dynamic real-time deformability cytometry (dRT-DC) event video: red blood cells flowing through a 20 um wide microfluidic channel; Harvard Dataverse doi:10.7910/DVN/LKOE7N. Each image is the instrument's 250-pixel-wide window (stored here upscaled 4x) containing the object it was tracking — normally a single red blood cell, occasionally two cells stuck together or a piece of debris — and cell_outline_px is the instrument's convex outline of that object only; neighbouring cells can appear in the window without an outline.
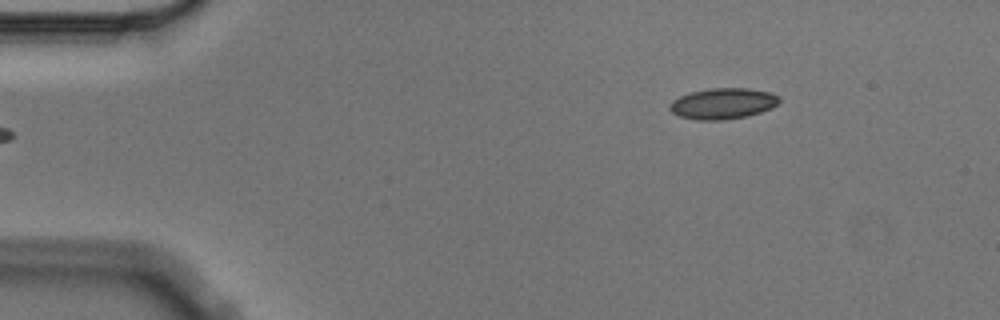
{"species": "Egyptian fruit bat (a non-hibernating species)", "species_latin": "Rousettus aegyptiacus", "temperature_condition": "cold", "stored_images_in_passage": 5, "segment_of_instrument_passage": [2, 2], "camera_frame_rate_fps": 3000, "um_per_image_px": 0.085, "animal": {"sex": "male"}, "frame": {"image": 1, "passage_image": 5, "time_ms": 1.333, "image_size_px": [1000, 320], "cell_outline_px": [[780, 100], [772, 108], [748, 116], [724, 120], [696, 120], [676, 116], [668, 108], [668, 104], [672, 100], [688, 92], [708, 88], [748, 88], [772, 92], [780, 96]], "centroid_in_image_um": [61.41, 8.8], "position_along_channel_um": 23.6, "area_um2": 20.17}}